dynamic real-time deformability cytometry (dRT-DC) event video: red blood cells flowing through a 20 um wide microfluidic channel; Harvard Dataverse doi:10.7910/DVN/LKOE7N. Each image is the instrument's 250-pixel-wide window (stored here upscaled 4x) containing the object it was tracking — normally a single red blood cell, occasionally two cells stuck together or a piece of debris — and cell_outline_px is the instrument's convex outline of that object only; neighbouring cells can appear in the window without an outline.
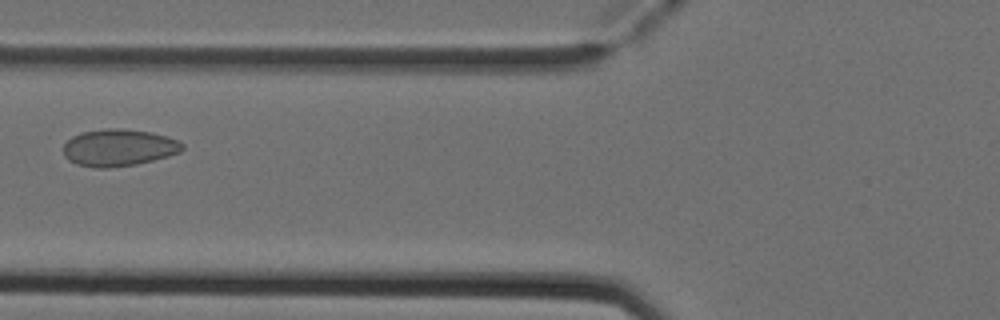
{"species": "Egyptian fruit bat (a non-hibernating species)", "species_latin": "Rousettus aegyptiacus", "temperature_condition": "cold", "stored_images_in_passage": 6, "camera_frame_rate_fps": 3000, "um_per_image_px": 0.085, "animal": {"sex": "female"}, "frame": {"image": 1, "passage_image": 6, "time_ms": 1.667, "image_size_px": [1000, 320], "cell_outline_px": [[184, 148], [180, 152], [168, 156], [136, 164], [108, 168], [96, 168], [76, 164], [68, 160], [64, 156], [64, 144], [72, 136], [84, 132], [104, 128], [124, 128], [152, 132], [176, 140], [184, 144]], "centroid_in_image_um": [10.08, 12.55], "position_along_channel_um": 115.7, "area_um2": 25.66}}